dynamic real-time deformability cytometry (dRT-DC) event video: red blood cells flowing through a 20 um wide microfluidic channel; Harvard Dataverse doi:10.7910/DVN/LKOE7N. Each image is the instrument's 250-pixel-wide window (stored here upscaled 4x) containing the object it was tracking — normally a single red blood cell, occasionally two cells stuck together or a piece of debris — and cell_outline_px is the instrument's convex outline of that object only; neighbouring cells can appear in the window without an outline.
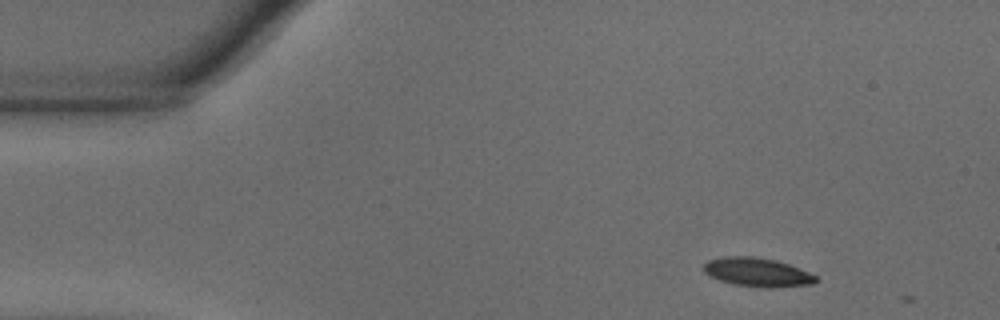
{"species": "common noctule bat (a hibernating species)", "species_latin": "Nyctalus noctula", "temperature_condition": "warm", "stored_images_in_passage": 3, "camera_frame_rate_fps": 3000, "um_per_image_px": 0.085, "animal": {"sex": "male", "body_mass_g": 18.8}, "frame": {"image": 1, "passage_image": 1, "time_ms": 0.0, "image_size_px": [1000, 320], "cell_outline_px": [[820, 280], [812, 284], [768, 288], [736, 284], [720, 280], [704, 272], [704, 264], [708, 260], [724, 256], [752, 256], [776, 260], [788, 264], [808, 272], [816, 276]], "centroid_in_image_um": [64.39, 23.13], "position_along_channel_um": 20.6, "area_um2": 18.61}}